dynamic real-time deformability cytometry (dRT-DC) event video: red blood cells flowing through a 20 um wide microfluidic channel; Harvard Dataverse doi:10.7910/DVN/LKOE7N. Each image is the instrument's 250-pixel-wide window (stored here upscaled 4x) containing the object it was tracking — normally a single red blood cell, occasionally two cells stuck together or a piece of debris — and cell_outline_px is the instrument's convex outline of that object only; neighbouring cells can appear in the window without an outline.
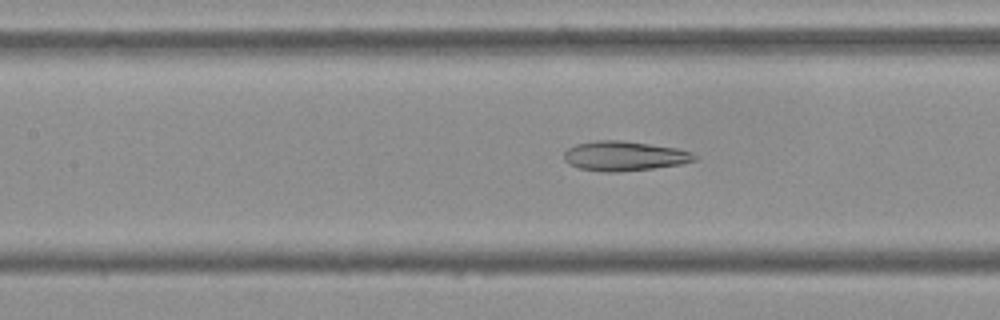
{"species": "Egyptian fruit bat (a non-hibernating species)", "species_latin": "Rousettus aegyptiacus", "temperature_condition": "cold", "stored_images_in_passage": 54, "camera_frame_rate_fps": 3000, "um_per_image_px": 0.085, "frame": {"image": 1, "passage_image": 24, "time_ms": 7.667, "image_size_px": [1000, 320], "cell_outline_px": [[696, 160], [680, 164], [652, 168], [620, 172], [604, 172], [580, 168], [568, 164], [564, 160], [564, 152], [568, 148], [576, 144], [596, 140], [624, 140], [676, 148], [692, 152], [696, 156]], "centroid_in_image_um": [53.04, 13.25], "position_along_channel_um": 154.4, "area_um2": 22.54}}
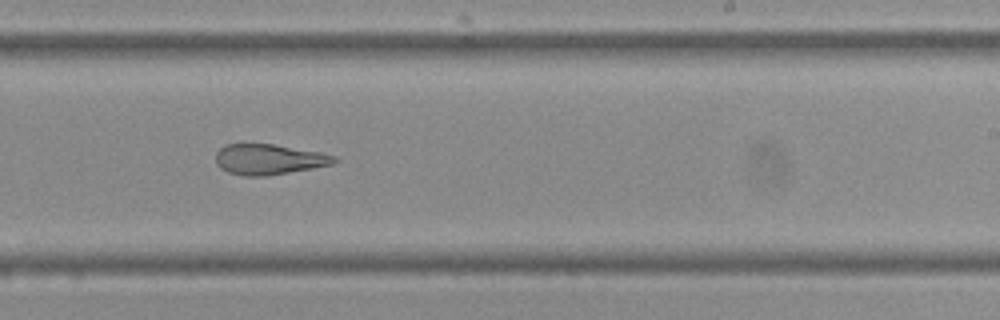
{"frame": {"image": 2, "passage_image": 33, "time_ms": 10.667, "image_size_px": [1000, 320], "cell_outline_px": [[340, 160], [332, 164], [312, 168], [264, 176], [244, 176], [228, 172], [220, 168], [216, 164], [216, 152], [224, 144], [272, 144], [320, 152], [336, 156]], "centroid_in_image_um": [22.84, 13.54], "position_along_channel_um": 266.2, "area_um2": 20.98}}
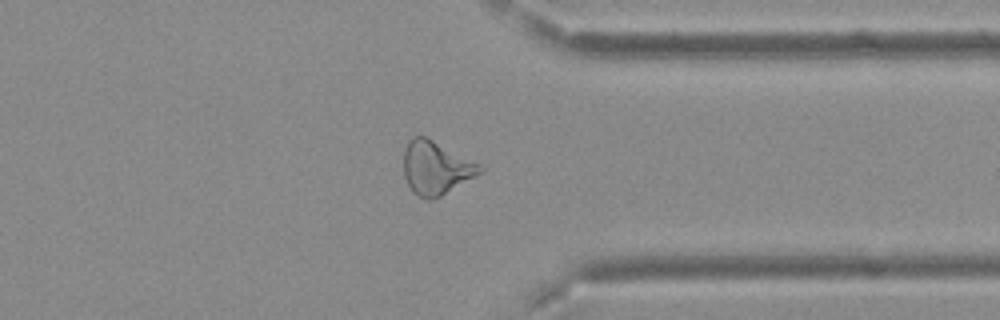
{"frame": {"image": 3, "passage_image": 42, "time_ms": 13.667, "image_size_px": [1000, 320], "cell_outline_px": [[484, 172], [440, 196], [432, 200], [428, 200], [412, 192], [404, 176], [404, 152], [408, 140], [412, 136], [424, 136], [480, 164], [484, 168]], "centroid_in_image_um": [37.05, 14.28], "position_along_channel_um": 374.3, "area_um2": 23.52}, "authors_computed_cell_mechanics": {"area_um2": 24.565, "velocity_mm_per_s": 3.7377, "shape_relaxation_time_tau1_ms": null, "shape_relaxation_time_tau2_ms": 2.8448, "deformation_change_tau1": null, "deformation_change_tau2": 0.124}}